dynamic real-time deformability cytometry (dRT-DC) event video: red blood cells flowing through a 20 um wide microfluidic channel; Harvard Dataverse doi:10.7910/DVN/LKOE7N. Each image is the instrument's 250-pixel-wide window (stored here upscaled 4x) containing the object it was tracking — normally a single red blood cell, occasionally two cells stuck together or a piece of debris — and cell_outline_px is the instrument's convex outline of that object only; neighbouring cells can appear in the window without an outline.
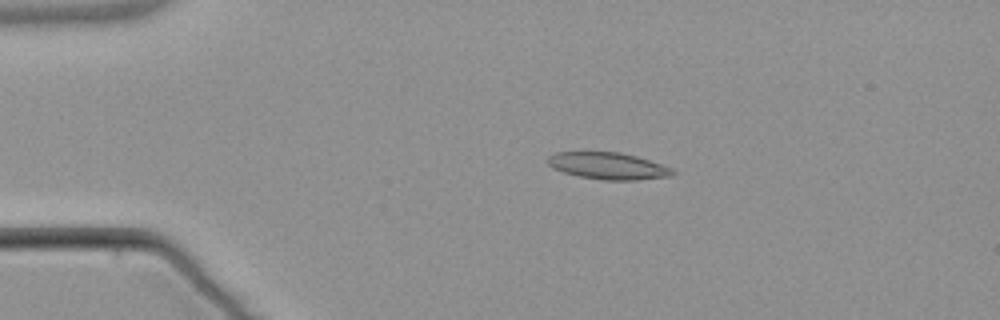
{"species": "common noctule bat (a hibernating species)", "species_latin": "Nyctalus noctula", "temperature_condition": "warm", "stored_images_in_passage": 3, "camera_frame_rate_fps": 3000, "um_per_image_px": 0.085, "animal": {"sex": "male", "body_mass_g": 21.5, "forearm_length_mm": 52.0}, "frame": {"image": 1, "passage_image": 2, "time_ms": 1.0, "image_size_px": [1000, 320], "cell_outline_px": [[676, 172], [672, 176], [636, 180], [604, 180], [580, 176], [564, 172], [552, 168], [548, 164], [548, 156], [556, 152], [620, 152], [636, 156], [672, 168]], "centroid_in_image_um": [51.69, 14.1], "position_along_channel_um": 33.3, "area_um2": 19.42}}